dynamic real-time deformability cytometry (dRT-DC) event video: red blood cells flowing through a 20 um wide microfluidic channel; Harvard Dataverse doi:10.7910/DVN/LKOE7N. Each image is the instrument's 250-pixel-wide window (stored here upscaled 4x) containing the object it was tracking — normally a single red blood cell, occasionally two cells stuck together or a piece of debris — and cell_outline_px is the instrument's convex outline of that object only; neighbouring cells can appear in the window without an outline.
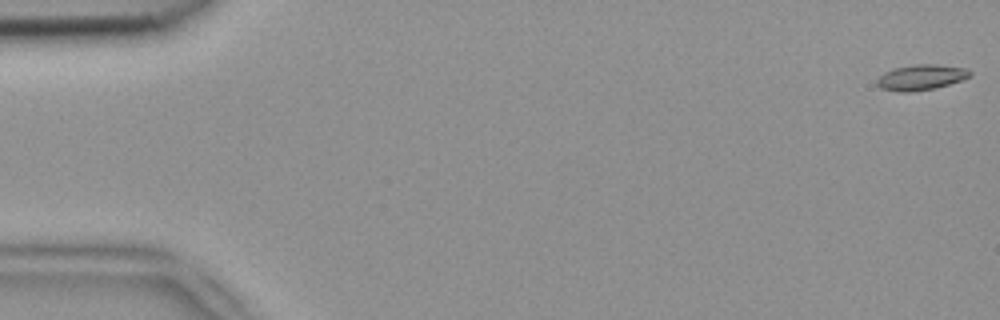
{"species": "common noctule bat (a hibernating species)", "species_latin": "Nyctalus noctula", "temperature_condition": "room temperature", "stored_images_in_passage": 5, "camera_frame_rate_fps": 3000, "um_per_image_px": 0.085, "animal": {"sex": "female", "body_mass_g": 18.4}, "frame": {"image": 1, "passage_image": 1, "time_ms": 0.0, "image_size_px": [1000, 320], "cell_outline_px": [[972, 76], [948, 84], [932, 88], [908, 92], [900, 92], [880, 88], [876, 84], [876, 80], [884, 72], [896, 68], [916, 64], [932, 64], [964, 68], [972, 72]], "centroid_in_image_um": [78.26, 6.57], "position_along_channel_um": 6.7, "area_um2": 13.53}}
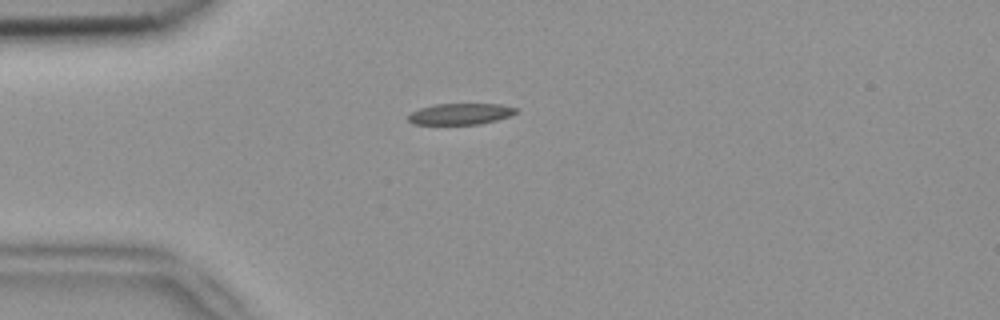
{"frame": {"image": 2, "passage_image": 5, "time_ms": 1.333, "image_size_px": [1000, 320], "cell_outline_px": [[516, 112], [508, 116], [496, 120], [480, 124], [412, 124], [408, 120], [408, 116], [412, 112], [420, 108], [436, 104], [500, 104], [516, 108]], "centroid_in_image_um": [39.11, 9.68], "position_along_channel_um": 45.9, "area_um2": 13.12}}